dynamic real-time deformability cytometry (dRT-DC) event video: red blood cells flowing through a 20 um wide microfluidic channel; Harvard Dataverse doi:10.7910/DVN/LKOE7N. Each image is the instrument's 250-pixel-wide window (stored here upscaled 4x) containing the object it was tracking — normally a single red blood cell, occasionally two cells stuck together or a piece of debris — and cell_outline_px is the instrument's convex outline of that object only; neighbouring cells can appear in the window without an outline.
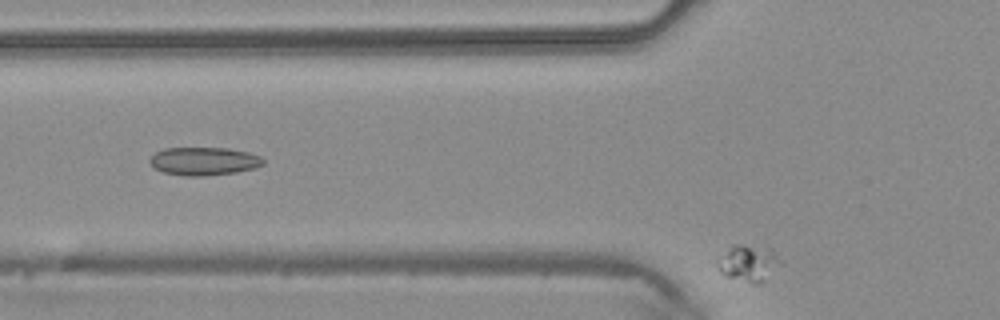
{"species": "common noctule bat (a hibernating species)", "species_latin": "Nyctalus noctula", "temperature_condition": "warm", "stored_images_in_passage": 8, "camera_frame_rate_fps": 3000, "um_per_image_px": 0.085, "animal": {"sex": "male", "body_mass_g": 20.4}, "frame": {"image": 1, "passage_image": 8, "time_ms": 2.333, "image_size_px": [1000, 320], "cell_outline_px": [[784, 264], [760, 284], [752, 284], [728, 276], [720, 272], [716, 264], [716, 260], [732, 244], [768, 244], [772, 248]], "centroid_in_image_um": [63.69, 22.31], "position_along_channel_um": 62.1, "area_um2": 14.16}}